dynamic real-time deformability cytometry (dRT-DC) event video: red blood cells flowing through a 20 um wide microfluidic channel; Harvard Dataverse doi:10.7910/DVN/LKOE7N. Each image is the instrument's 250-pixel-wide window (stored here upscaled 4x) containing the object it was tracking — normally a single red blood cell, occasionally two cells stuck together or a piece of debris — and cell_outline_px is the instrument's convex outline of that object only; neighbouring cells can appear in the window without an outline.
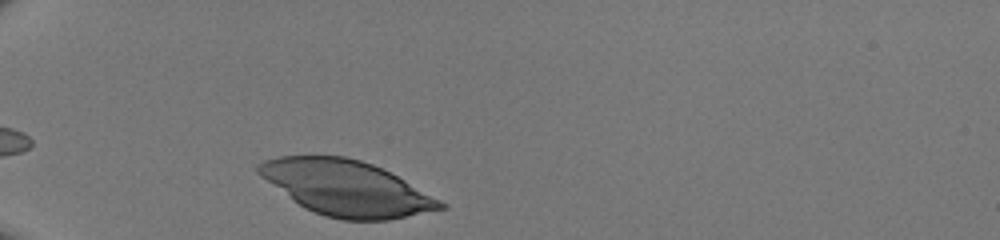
{"species": "human", "species_latin": "Homo sapiens", "temperature_condition": "room temperature", "stored_images_in_passage": 28, "camera_frame_rate_fps": 3000, "um_per_image_px": 0.085, "donor": {"sex": "male"}, "frame": {"image": 1, "passage_image": 1, "time_ms": 0.0, "image_size_px": [1000, 240], "cell_outline_px": [[448, 208], [388, 220], [340, 220], [324, 216], [304, 208], [292, 200], [260, 176], [256, 172], [256, 168], [264, 160], [276, 156], [344, 156], [360, 160], [372, 164], [404, 180], [448, 204]], "centroid_in_image_um": [29.43, 15.99], "position_along_channel_um": 55.6, "area_um2": 58.15}}